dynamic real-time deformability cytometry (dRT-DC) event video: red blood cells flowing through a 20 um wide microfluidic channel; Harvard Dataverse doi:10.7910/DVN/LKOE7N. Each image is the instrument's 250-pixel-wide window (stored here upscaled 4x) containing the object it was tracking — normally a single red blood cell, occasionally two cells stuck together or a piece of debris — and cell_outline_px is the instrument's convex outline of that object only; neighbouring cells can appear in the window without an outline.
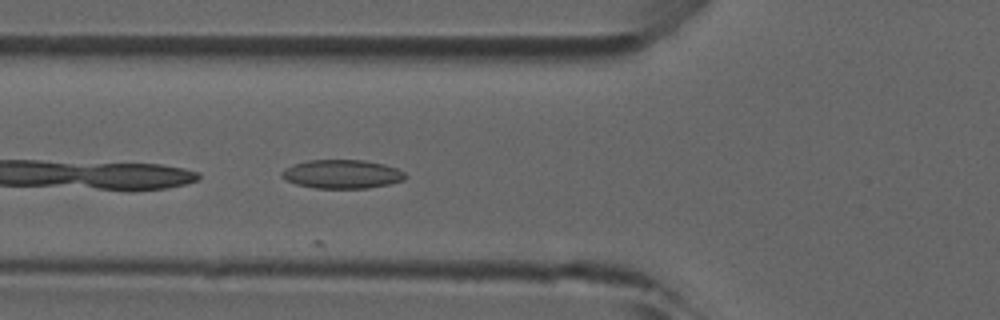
{"species": "common noctule bat (a hibernating species)", "species_latin": "Nyctalus noctula", "temperature_condition": "room temperature", "stored_images_in_passage": 7, "camera_frame_rate_fps": 3000, "um_per_image_px": 0.085, "animal": {"sex": "male", "forearm_length_mm": 52.5}, "frame": {"image": 1, "passage_image": 3, "time_ms": 0.667, "image_size_px": [1000, 320], "cell_outline_px": [[408, 176], [404, 180], [388, 184], [368, 188], [316, 188], [296, 184], [280, 176], [280, 172], [292, 164], [308, 160], [364, 160], [384, 164], [396, 168], [404, 172]], "centroid_in_image_um": [29.07, 14.79], "position_along_channel_um": 96.7, "area_um2": 20.69}}